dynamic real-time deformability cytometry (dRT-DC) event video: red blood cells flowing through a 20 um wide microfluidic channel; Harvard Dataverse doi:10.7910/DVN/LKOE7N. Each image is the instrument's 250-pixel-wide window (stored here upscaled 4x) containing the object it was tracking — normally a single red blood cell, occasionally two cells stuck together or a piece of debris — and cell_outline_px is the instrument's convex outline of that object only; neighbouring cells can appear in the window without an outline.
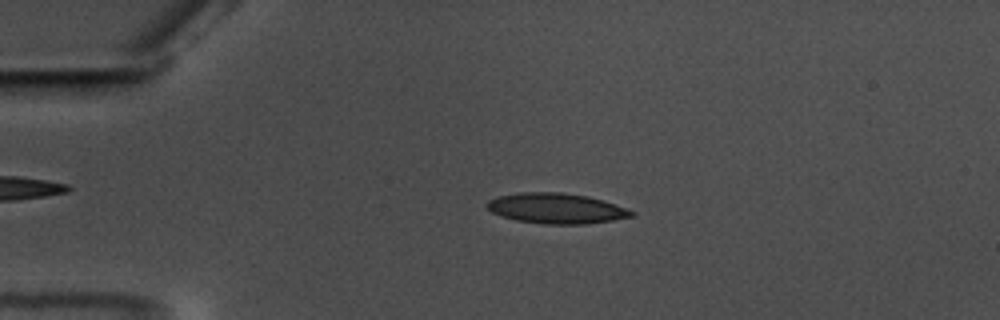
{"species": "common noctule bat (a hibernating species)", "species_latin": "Nyctalus noctula", "temperature_condition": "warm", "stored_images_in_passage": 58, "camera_frame_rate_fps": 3000, "um_per_image_px": 0.085, "animal": {"sex": "male", "body_mass_g": 17.5, "forearm_length_mm": 52.3}, "frame": {"image": 1, "passage_image": 13, "time_ms": 4.0, "image_size_px": [1000, 320], "cell_outline_px": [[636, 212], [632, 216], [612, 220], [588, 224], [544, 224], [516, 220], [500, 216], [492, 212], [484, 204], [488, 200], [496, 196], [520, 192], [560, 192], [588, 196], [604, 200], [616, 204]], "centroid_in_image_um": [47.26, 17.7], "position_along_channel_um": 37.7, "area_um2": 25.78}}
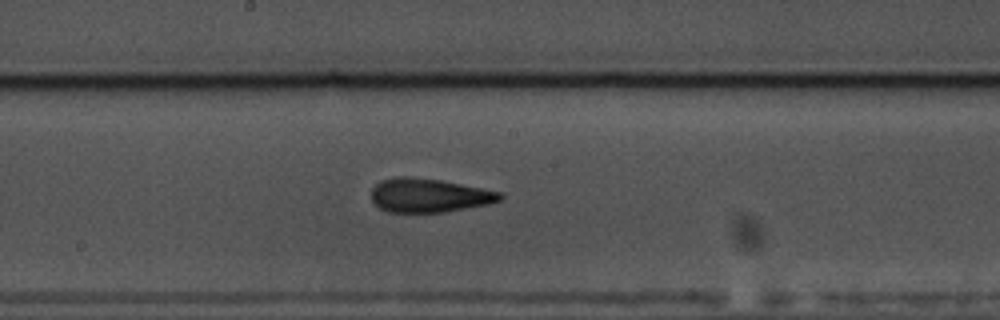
{"frame": {"image": 2, "passage_image": 31, "time_ms": 10.0, "image_size_px": [1000, 320], "cell_outline_px": [[504, 196], [500, 200], [488, 204], [444, 212], [388, 212], [380, 208], [372, 200], [372, 188], [376, 184], [384, 180], [404, 176], [408, 176], [440, 180], [504, 192]], "centroid_in_image_um": [36.51, 16.61], "position_along_channel_um": 211.7, "area_um2": 25.2}}
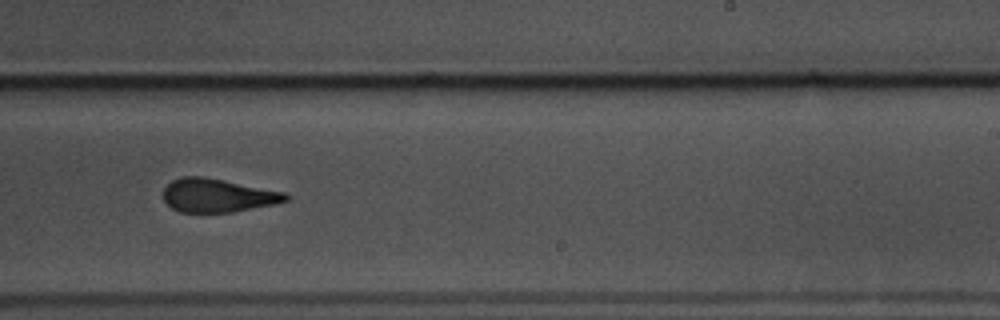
{"frame": {"image": 3, "passage_image": 36, "time_ms": 11.667, "image_size_px": [1000, 320], "cell_outline_px": [[288, 200], [272, 204], [232, 212], [180, 212], [172, 208], [164, 200], [164, 188], [172, 180], [184, 176], [204, 176], [284, 192], [288, 196]], "centroid_in_image_um": [18.46, 16.6], "position_along_channel_um": 270.5, "area_um2": 23.58}, "authors_computed_cell_mechanics": {"area_um2": 24.3916, "velocity_mm_per_s": 3.5362, "shape_relaxation_time_tau1_ms": 5.1176, "shape_relaxation_time_tau2_ms": 2.1242, "deformation_change_tau1": 0.1759, "deformation_change_tau2": 0.1052}}